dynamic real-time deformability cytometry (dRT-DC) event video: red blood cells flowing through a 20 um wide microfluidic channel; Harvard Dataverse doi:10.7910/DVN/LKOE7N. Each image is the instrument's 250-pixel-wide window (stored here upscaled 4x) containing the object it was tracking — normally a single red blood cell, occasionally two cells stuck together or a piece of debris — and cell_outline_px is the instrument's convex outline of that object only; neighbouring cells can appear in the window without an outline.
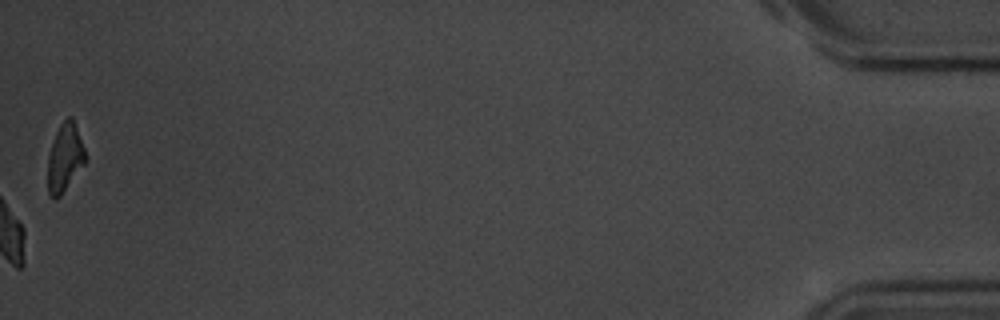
{"species": "common noctule bat (a hibernating species)", "species_latin": "Nyctalus noctula", "temperature_condition": "room temperature", "stored_images_in_passage": 45, "camera_frame_rate_fps": 3000, "um_per_image_px": 0.085, "animal": {"sex": "male", "body_mass_g": 20.1, "forearm_length_mm": 53.5}, "frame": {"image": 1, "passage_image": 45, "time_ms": 14.667, "image_size_px": [1000, 320], "cell_outline_px": [[88, 156], [84, 164], [60, 196], [56, 200], [48, 196], [48, 156], [56, 132], [60, 124], [68, 116], [72, 116]], "centroid_in_image_um": [5.52, 13.41], "position_along_channel_um": 429.7, "area_um2": 14.97}, "authors_computed_cell_mechanics": {"area_um2": 16.0684, "velocity_mm_per_s": 3.7089, "shape_relaxation_time_tau1_ms": 2.0168, "shape_relaxation_time_tau2_ms": null, "deformation_change_tau1": 0.095, "deformation_change_tau2": null}}